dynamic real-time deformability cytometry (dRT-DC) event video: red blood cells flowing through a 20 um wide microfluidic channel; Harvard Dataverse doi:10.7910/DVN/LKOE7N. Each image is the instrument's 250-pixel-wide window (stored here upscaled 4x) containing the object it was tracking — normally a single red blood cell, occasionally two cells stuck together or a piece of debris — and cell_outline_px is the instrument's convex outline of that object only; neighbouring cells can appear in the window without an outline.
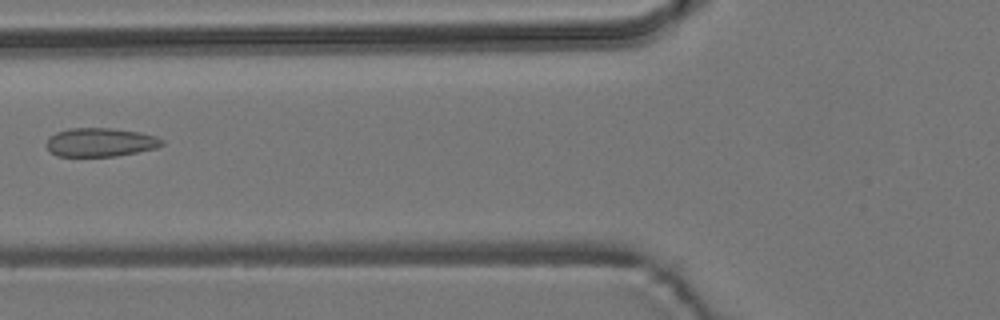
{"species": "common noctule bat (a hibernating species)", "species_latin": "Nyctalus noctula", "temperature_condition": "room temperature", "stored_images_in_passage": 8, "camera_frame_rate_fps": 3000, "um_per_image_px": 0.085, "animal": {"sex": "male", "body_mass_g": 19.2, "forearm_length_mm": 51.8}, "frame": {"image": 1, "passage_image": 6, "time_ms": 6.0, "image_size_px": [1000, 320], "cell_outline_px": [[164, 144], [156, 148], [116, 156], [56, 156], [44, 144], [56, 132], [68, 128], [112, 128], [140, 132], [156, 136], [164, 140]], "centroid_in_image_um": [8.54, 12.09], "position_along_channel_um": 117.3, "area_um2": 19.31}}
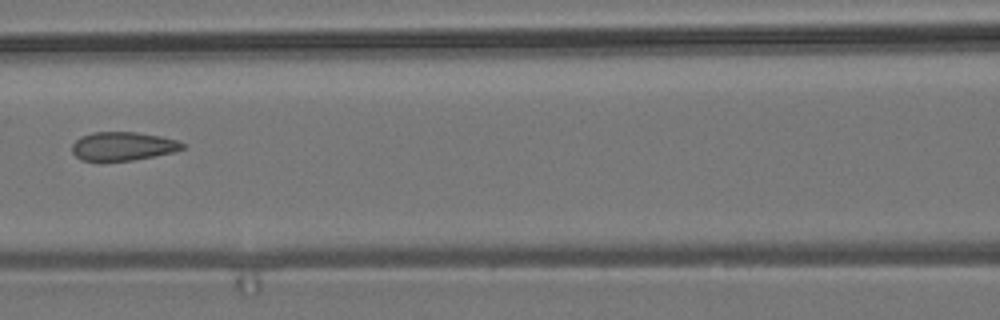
{"frame": {"image": 2, "passage_image": 7, "time_ms": 7.0, "image_size_px": [1000, 320], "cell_outline_px": [[184, 148], [172, 152], [132, 160], [80, 160], [72, 152], [72, 144], [80, 136], [92, 132], [136, 132], [160, 136], [176, 140], [184, 144]], "centroid_in_image_um": [10.4, 12.41], "position_along_channel_um": 156.2, "area_um2": 18.15}}
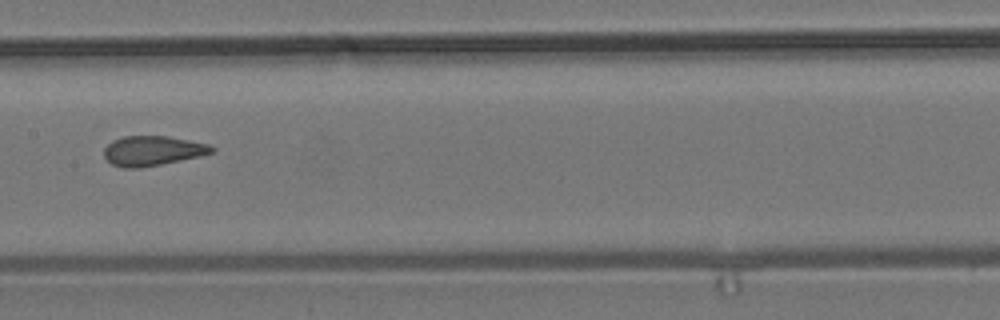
{"frame": {"image": 3, "passage_image": 8, "time_ms": 8.0, "image_size_px": [1000, 320], "cell_outline_px": [[216, 148], [212, 152], [200, 156], [160, 164], [136, 168], [124, 168], [112, 164], [104, 156], [104, 148], [112, 140], [124, 136], [168, 136], [208, 144]], "centroid_in_image_um": [12.95, 12.81], "position_along_channel_um": 194.5, "area_um2": 18.5}}